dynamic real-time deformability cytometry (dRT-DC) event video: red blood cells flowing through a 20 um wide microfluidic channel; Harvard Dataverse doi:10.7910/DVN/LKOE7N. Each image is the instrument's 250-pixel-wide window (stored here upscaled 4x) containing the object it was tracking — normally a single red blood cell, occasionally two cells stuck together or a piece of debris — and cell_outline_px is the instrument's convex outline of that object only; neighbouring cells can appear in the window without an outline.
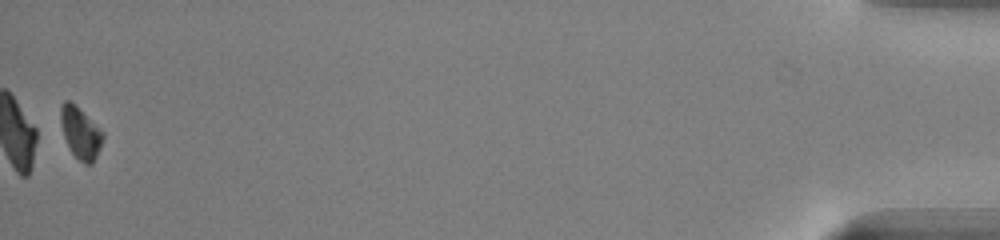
{"species": "common noctule bat (a hibernating species)", "species_latin": "Nyctalus noctula", "temperature_condition": "warm", "stored_images_in_passage": 44, "segment_of_instrument_passage": [2, 2], "camera_frame_rate_fps": 3000, "um_per_image_px": 0.085, "animal": {"sex": "male", "body_mass_g": 13.0, "forearm_length_mm": 53.1}, "frame": {"image": 1, "passage_image": 44, "time_ms": 14.333, "image_size_px": [1000, 240], "cell_outline_px": [[104, 136], [100, 148], [92, 164], [84, 164], [68, 148], [64, 136], [60, 120], [60, 104], [64, 100], [68, 100], [104, 132]], "centroid_in_image_um": [6.83, 11.31], "position_along_channel_um": 428.4, "area_um2": 12.43}}